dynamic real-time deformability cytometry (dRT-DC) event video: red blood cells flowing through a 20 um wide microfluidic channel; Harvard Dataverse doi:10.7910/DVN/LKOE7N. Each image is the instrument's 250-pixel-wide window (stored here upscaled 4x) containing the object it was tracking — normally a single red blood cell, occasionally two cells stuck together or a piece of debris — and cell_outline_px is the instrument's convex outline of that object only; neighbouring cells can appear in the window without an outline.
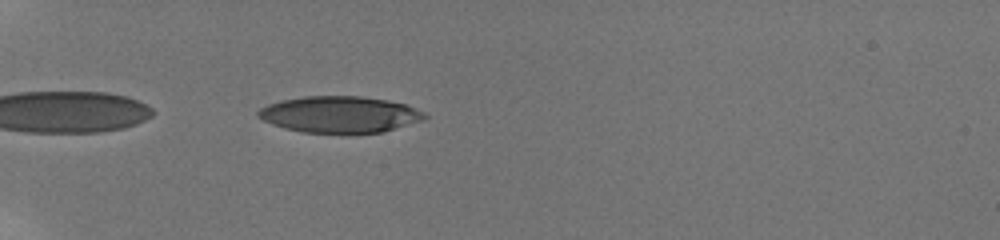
{"species": "human", "species_latin": "Homo sapiens", "temperature_condition": "room temperature", "stored_images_in_passage": 6, "camera_frame_rate_fps": 3000, "um_per_image_px": 0.085, "donor": {"sex": "male"}, "frame": {"image": 1, "passage_image": 1, "time_ms": 0.0, "image_size_px": [1000, 240], "cell_outline_px": [[428, 116], [424, 120], [380, 132], [304, 132], [284, 128], [272, 124], [256, 116], [256, 112], [260, 108], [268, 104], [280, 100], [304, 96], [360, 96], [388, 100], [404, 104], [424, 112]], "centroid_in_image_um": [28.84, 9.71], "position_along_channel_um": 56.2, "area_um2": 35.03}}